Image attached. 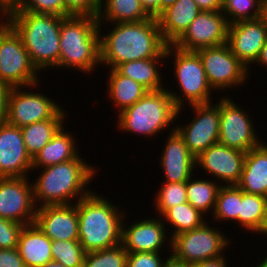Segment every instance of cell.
<instances>
[{
  "label": "cell",
  "instance_id": "8992f818",
  "mask_svg": "<svg viewBox=\"0 0 267 267\" xmlns=\"http://www.w3.org/2000/svg\"><path fill=\"white\" fill-rule=\"evenodd\" d=\"M184 107L178 108L167 87L157 91H147V93L134 105L122 110L117 115V128L120 131L136 133L144 137L158 136L171 126L175 130V120L179 119ZM180 113V114H179Z\"/></svg>",
  "mask_w": 267,
  "mask_h": 267
},
{
  "label": "cell",
  "instance_id": "9c48e42d",
  "mask_svg": "<svg viewBox=\"0 0 267 267\" xmlns=\"http://www.w3.org/2000/svg\"><path fill=\"white\" fill-rule=\"evenodd\" d=\"M38 72L20 35L11 26L0 39V81L11 88H25L39 82Z\"/></svg>",
  "mask_w": 267,
  "mask_h": 267
},
{
  "label": "cell",
  "instance_id": "f5cc1de1",
  "mask_svg": "<svg viewBox=\"0 0 267 267\" xmlns=\"http://www.w3.org/2000/svg\"><path fill=\"white\" fill-rule=\"evenodd\" d=\"M262 18L267 23V0H262Z\"/></svg>",
  "mask_w": 267,
  "mask_h": 267
},
{
  "label": "cell",
  "instance_id": "681fc988",
  "mask_svg": "<svg viewBox=\"0 0 267 267\" xmlns=\"http://www.w3.org/2000/svg\"><path fill=\"white\" fill-rule=\"evenodd\" d=\"M256 63L257 65H261L263 69L264 67L267 69V41L265 42L263 48L261 49V52L255 64Z\"/></svg>",
  "mask_w": 267,
  "mask_h": 267
},
{
  "label": "cell",
  "instance_id": "30bf717a",
  "mask_svg": "<svg viewBox=\"0 0 267 267\" xmlns=\"http://www.w3.org/2000/svg\"><path fill=\"white\" fill-rule=\"evenodd\" d=\"M211 88L220 92L241 87L249 78V69L231 52L228 44L196 50Z\"/></svg>",
  "mask_w": 267,
  "mask_h": 267
},
{
  "label": "cell",
  "instance_id": "7bdbcfd3",
  "mask_svg": "<svg viewBox=\"0 0 267 267\" xmlns=\"http://www.w3.org/2000/svg\"><path fill=\"white\" fill-rule=\"evenodd\" d=\"M10 90V86L0 81V125L5 123L7 119V105Z\"/></svg>",
  "mask_w": 267,
  "mask_h": 267
},
{
  "label": "cell",
  "instance_id": "b9f144b4",
  "mask_svg": "<svg viewBox=\"0 0 267 267\" xmlns=\"http://www.w3.org/2000/svg\"><path fill=\"white\" fill-rule=\"evenodd\" d=\"M0 267H26L17 248H0Z\"/></svg>",
  "mask_w": 267,
  "mask_h": 267
},
{
  "label": "cell",
  "instance_id": "f1b7e54d",
  "mask_svg": "<svg viewBox=\"0 0 267 267\" xmlns=\"http://www.w3.org/2000/svg\"><path fill=\"white\" fill-rule=\"evenodd\" d=\"M150 18L151 16L144 10L140 0H101L99 24L139 22Z\"/></svg>",
  "mask_w": 267,
  "mask_h": 267
},
{
  "label": "cell",
  "instance_id": "4316f807",
  "mask_svg": "<svg viewBox=\"0 0 267 267\" xmlns=\"http://www.w3.org/2000/svg\"><path fill=\"white\" fill-rule=\"evenodd\" d=\"M162 61L165 62V58L133 60L119 64L115 70L119 74L140 83L148 91H157L165 88L162 85L164 79H162L163 76H161V68L159 67L161 63L165 65Z\"/></svg>",
  "mask_w": 267,
  "mask_h": 267
},
{
  "label": "cell",
  "instance_id": "c3c4849f",
  "mask_svg": "<svg viewBox=\"0 0 267 267\" xmlns=\"http://www.w3.org/2000/svg\"><path fill=\"white\" fill-rule=\"evenodd\" d=\"M167 256L169 257H166V260L164 261L162 267H191L190 264L177 260L171 254Z\"/></svg>",
  "mask_w": 267,
  "mask_h": 267
},
{
  "label": "cell",
  "instance_id": "f35d334b",
  "mask_svg": "<svg viewBox=\"0 0 267 267\" xmlns=\"http://www.w3.org/2000/svg\"><path fill=\"white\" fill-rule=\"evenodd\" d=\"M21 223H16L0 217V248H17L19 235L23 229Z\"/></svg>",
  "mask_w": 267,
  "mask_h": 267
},
{
  "label": "cell",
  "instance_id": "44dd1931",
  "mask_svg": "<svg viewBox=\"0 0 267 267\" xmlns=\"http://www.w3.org/2000/svg\"><path fill=\"white\" fill-rule=\"evenodd\" d=\"M160 154L159 164L164 172L165 182L182 183L188 181L196 168L195 157L190 153L184 139L176 130L169 132ZM195 168V169H194Z\"/></svg>",
  "mask_w": 267,
  "mask_h": 267
},
{
  "label": "cell",
  "instance_id": "7a4b0ae2",
  "mask_svg": "<svg viewBox=\"0 0 267 267\" xmlns=\"http://www.w3.org/2000/svg\"><path fill=\"white\" fill-rule=\"evenodd\" d=\"M93 167L78 155L70 161L42 168L32 182L37 207L73 204L88 196L93 191L87 188L88 184L98 170Z\"/></svg>",
  "mask_w": 267,
  "mask_h": 267
},
{
  "label": "cell",
  "instance_id": "e0dca14e",
  "mask_svg": "<svg viewBox=\"0 0 267 267\" xmlns=\"http://www.w3.org/2000/svg\"><path fill=\"white\" fill-rule=\"evenodd\" d=\"M245 156V152L218 142L196 157L195 164L198 169L215 177V181L221 180V185H237L241 179Z\"/></svg>",
  "mask_w": 267,
  "mask_h": 267
},
{
  "label": "cell",
  "instance_id": "277c9868",
  "mask_svg": "<svg viewBox=\"0 0 267 267\" xmlns=\"http://www.w3.org/2000/svg\"><path fill=\"white\" fill-rule=\"evenodd\" d=\"M98 17L70 15L60 27V56L57 69H75L90 74L101 65Z\"/></svg>",
  "mask_w": 267,
  "mask_h": 267
},
{
  "label": "cell",
  "instance_id": "74e56055",
  "mask_svg": "<svg viewBox=\"0 0 267 267\" xmlns=\"http://www.w3.org/2000/svg\"><path fill=\"white\" fill-rule=\"evenodd\" d=\"M6 8L8 11H30L65 17L64 0H11Z\"/></svg>",
  "mask_w": 267,
  "mask_h": 267
},
{
  "label": "cell",
  "instance_id": "2e32d148",
  "mask_svg": "<svg viewBox=\"0 0 267 267\" xmlns=\"http://www.w3.org/2000/svg\"><path fill=\"white\" fill-rule=\"evenodd\" d=\"M267 41V23L261 17L232 23L228 27L227 44L231 52L250 70Z\"/></svg>",
  "mask_w": 267,
  "mask_h": 267
},
{
  "label": "cell",
  "instance_id": "db71d44e",
  "mask_svg": "<svg viewBox=\"0 0 267 267\" xmlns=\"http://www.w3.org/2000/svg\"><path fill=\"white\" fill-rule=\"evenodd\" d=\"M40 267H65L63 264L59 263V262H56V261H50L46 264H44L43 266H40Z\"/></svg>",
  "mask_w": 267,
  "mask_h": 267
},
{
  "label": "cell",
  "instance_id": "f546056e",
  "mask_svg": "<svg viewBox=\"0 0 267 267\" xmlns=\"http://www.w3.org/2000/svg\"><path fill=\"white\" fill-rule=\"evenodd\" d=\"M193 179V180H192ZM206 178L197 179L193 176L186 181L187 201L202 214L212 213L215 210L217 194L221 183Z\"/></svg>",
  "mask_w": 267,
  "mask_h": 267
},
{
  "label": "cell",
  "instance_id": "d590c367",
  "mask_svg": "<svg viewBox=\"0 0 267 267\" xmlns=\"http://www.w3.org/2000/svg\"><path fill=\"white\" fill-rule=\"evenodd\" d=\"M162 185L156 190L158 193L155 195L156 198L154 200L156 212L160 217L167 209L188 202L186 182H163Z\"/></svg>",
  "mask_w": 267,
  "mask_h": 267
},
{
  "label": "cell",
  "instance_id": "ffe728a7",
  "mask_svg": "<svg viewBox=\"0 0 267 267\" xmlns=\"http://www.w3.org/2000/svg\"><path fill=\"white\" fill-rule=\"evenodd\" d=\"M34 223L52 241L79 240L78 211L75 203L37 207Z\"/></svg>",
  "mask_w": 267,
  "mask_h": 267
},
{
  "label": "cell",
  "instance_id": "7402d4cb",
  "mask_svg": "<svg viewBox=\"0 0 267 267\" xmlns=\"http://www.w3.org/2000/svg\"><path fill=\"white\" fill-rule=\"evenodd\" d=\"M200 12L194 0H177L162 11L156 19L164 41L174 44Z\"/></svg>",
  "mask_w": 267,
  "mask_h": 267
},
{
  "label": "cell",
  "instance_id": "bcb514c9",
  "mask_svg": "<svg viewBox=\"0 0 267 267\" xmlns=\"http://www.w3.org/2000/svg\"><path fill=\"white\" fill-rule=\"evenodd\" d=\"M140 2L151 17L156 18L160 14V0H140Z\"/></svg>",
  "mask_w": 267,
  "mask_h": 267
},
{
  "label": "cell",
  "instance_id": "d6986e66",
  "mask_svg": "<svg viewBox=\"0 0 267 267\" xmlns=\"http://www.w3.org/2000/svg\"><path fill=\"white\" fill-rule=\"evenodd\" d=\"M31 170V171H30ZM32 172L21 128L5 122L0 125V177H26Z\"/></svg>",
  "mask_w": 267,
  "mask_h": 267
},
{
  "label": "cell",
  "instance_id": "816d5d0a",
  "mask_svg": "<svg viewBox=\"0 0 267 267\" xmlns=\"http://www.w3.org/2000/svg\"><path fill=\"white\" fill-rule=\"evenodd\" d=\"M259 235H263L264 237L265 236L267 237V205H266V212H265L264 223H263V226L261 228V231H260Z\"/></svg>",
  "mask_w": 267,
  "mask_h": 267
},
{
  "label": "cell",
  "instance_id": "4fadbf2b",
  "mask_svg": "<svg viewBox=\"0 0 267 267\" xmlns=\"http://www.w3.org/2000/svg\"><path fill=\"white\" fill-rule=\"evenodd\" d=\"M194 118L187 125L175 126L190 153L196 158L213 144L219 142V101L215 104L190 105Z\"/></svg>",
  "mask_w": 267,
  "mask_h": 267
},
{
  "label": "cell",
  "instance_id": "cb8c5ba5",
  "mask_svg": "<svg viewBox=\"0 0 267 267\" xmlns=\"http://www.w3.org/2000/svg\"><path fill=\"white\" fill-rule=\"evenodd\" d=\"M50 240L35 224L24 225L17 250L26 267H40L53 260Z\"/></svg>",
  "mask_w": 267,
  "mask_h": 267
},
{
  "label": "cell",
  "instance_id": "836d02e7",
  "mask_svg": "<svg viewBox=\"0 0 267 267\" xmlns=\"http://www.w3.org/2000/svg\"><path fill=\"white\" fill-rule=\"evenodd\" d=\"M221 11L229 25L259 19L262 17V0H226L222 3Z\"/></svg>",
  "mask_w": 267,
  "mask_h": 267
},
{
  "label": "cell",
  "instance_id": "603a6c76",
  "mask_svg": "<svg viewBox=\"0 0 267 267\" xmlns=\"http://www.w3.org/2000/svg\"><path fill=\"white\" fill-rule=\"evenodd\" d=\"M237 186L244 193L267 197V143L262 142L246 153Z\"/></svg>",
  "mask_w": 267,
  "mask_h": 267
},
{
  "label": "cell",
  "instance_id": "3957f363",
  "mask_svg": "<svg viewBox=\"0 0 267 267\" xmlns=\"http://www.w3.org/2000/svg\"><path fill=\"white\" fill-rule=\"evenodd\" d=\"M101 196L93 190L75 203L78 211L79 242L86 253L122 244V223L127 216L126 211H121L106 197Z\"/></svg>",
  "mask_w": 267,
  "mask_h": 267
},
{
  "label": "cell",
  "instance_id": "7c38bea8",
  "mask_svg": "<svg viewBox=\"0 0 267 267\" xmlns=\"http://www.w3.org/2000/svg\"><path fill=\"white\" fill-rule=\"evenodd\" d=\"M38 85L40 82L26 86L24 90V87L11 88L8 96L7 123L21 128L38 121L53 119L63 110L53 98L41 92L27 91V88L35 89Z\"/></svg>",
  "mask_w": 267,
  "mask_h": 267
},
{
  "label": "cell",
  "instance_id": "d6a6232c",
  "mask_svg": "<svg viewBox=\"0 0 267 267\" xmlns=\"http://www.w3.org/2000/svg\"><path fill=\"white\" fill-rule=\"evenodd\" d=\"M241 201L242 190L237 185H221L212 219L216 222L234 220L238 225Z\"/></svg>",
  "mask_w": 267,
  "mask_h": 267
},
{
  "label": "cell",
  "instance_id": "11a10c76",
  "mask_svg": "<svg viewBox=\"0 0 267 267\" xmlns=\"http://www.w3.org/2000/svg\"><path fill=\"white\" fill-rule=\"evenodd\" d=\"M257 267H267V256H265V258L263 257L262 262L260 261V263L257 264Z\"/></svg>",
  "mask_w": 267,
  "mask_h": 267
},
{
  "label": "cell",
  "instance_id": "ac0fdd59",
  "mask_svg": "<svg viewBox=\"0 0 267 267\" xmlns=\"http://www.w3.org/2000/svg\"><path fill=\"white\" fill-rule=\"evenodd\" d=\"M125 219L126 217L122 223V245L127 252H160L163 251L167 240L171 246L169 232L160 216L147 219L145 217L128 226L127 222H124Z\"/></svg>",
  "mask_w": 267,
  "mask_h": 267
},
{
  "label": "cell",
  "instance_id": "8d00e7d4",
  "mask_svg": "<svg viewBox=\"0 0 267 267\" xmlns=\"http://www.w3.org/2000/svg\"><path fill=\"white\" fill-rule=\"evenodd\" d=\"M127 251L123 245L85 253L83 267H126Z\"/></svg>",
  "mask_w": 267,
  "mask_h": 267
},
{
  "label": "cell",
  "instance_id": "60d3db41",
  "mask_svg": "<svg viewBox=\"0 0 267 267\" xmlns=\"http://www.w3.org/2000/svg\"><path fill=\"white\" fill-rule=\"evenodd\" d=\"M161 252H127L126 267H162Z\"/></svg>",
  "mask_w": 267,
  "mask_h": 267
},
{
  "label": "cell",
  "instance_id": "e575fe53",
  "mask_svg": "<svg viewBox=\"0 0 267 267\" xmlns=\"http://www.w3.org/2000/svg\"><path fill=\"white\" fill-rule=\"evenodd\" d=\"M51 253L53 261L65 267H83L85 251L79 240L52 241Z\"/></svg>",
  "mask_w": 267,
  "mask_h": 267
},
{
  "label": "cell",
  "instance_id": "484cf974",
  "mask_svg": "<svg viewBox=\"0 0 267 267\" xmlns=\"http://www.w3.org/2000/svg\"><path fill=\"white\" fill-rule=\"evenodd\" d=\"M108 71L106 92L117 112L134 105L147 93L148 90L133 79L119 74L115 69Z\"/></svg>",
  "mask_w": 267,
  "mask_h": 267
},
{
  "label": "cell",
  "instance_id": "f6af8a7d",
  "mask_svg": "<svg viewBox=\"0 0 267 267\" xmlns=\"http://www.w3.org/2000/svg\"><path fill=\"white\" fill-rule=\"evenodd\" d=\"M226 256L222 255L217 258L207 259L201 262L192 264L191 267H227Z\"/></svg>",
  "mask_w": 267,
  "mask_h": 267
},
{
  "label": "cell",
  "instance_id": "8fae6325",
  "mask_svg": "<svg viewBox=\"0 0 267 267\" xmlns=\"http://www.w3.org/2000/svg\"><path fill=\"white\" fill-rule=\"evenodd\" d=\"M246 109L237 105L229 96L219 101V143L247 153L259 146L261 140L254 128V121ZM255 130V131H254ZM260 139V140H259Z\"/></svg>",
  "mask_w": 267,
  "mask_h": 267
},
{
  "label": "cell",
  "instance_id": "5b68a950",
  "mask_svg": "<svg viewBox=\"0 0 267 267\" xmlns=\"http://www.w3.org/2000/svg\"><path fill=\"white\" fill-rule=\"evenodd\" d=\"M11 26L20 35L39 73L56 68L60 56V27L63 17L30 11H8ZM41 70V71H40Z\"/></svg>",
  "mask_w": 267,
  "mask_h": 267
},
{
  "label": "cell",
  "instance_id": "ee69618b",
  "mask_svg": "<svg viewBox=\"0 0 267 267\" xmlns=\"http://www.w3.org/2000/svg\"><path fill=\"white\" fill-rule=\"evenodd\" d=\"M200 11H219L222 10L220 0H194Z\"/></svg>",
  "mask_w": 267,
  "mask_h": 267
},
{
  "label": "cell",
  "instance_id": "52a82bcc",
  "mask_svg": "<svg viewBox=\"0 0 267 267\" xmlns=\"http://www.w3.org/2000/svg\"><path fill=\"white\" fill-rule=\"evenodd\" d=\"M166 58H174V77L180 88V94L168 90L171 98L178 108L185 104H208L212 103L213 89L211 88L206 72L203 68L201 58L196 51L182 50L173 44L167 45L165 50ZM172 55L174 57H172ZM185 98V99H183Z\"/></svg>",
  "mask_w": 267,
  "mask_h": 267
},
{
  "label": "cell",
  "instance_id": "5bb4252c",
  "mask_svg": "<svg viewBox=\"0 0 267 267\" xmlns=\"http://www.w3.org/2000/svg\"><path fill=\"white\" fill-rule=\"evenodd\" d=\"M30 176L0 177V217L22 225L34 223L37 206ZM31 183V184H30Z\"/></svg>",
  "mask_w": 267,
  "mask_h": 267
},
{
  "label": "cell",
  "instance_id": "6da1fadb",
  "mask_svg": "<svg viewBox=\"0 0 267 267\" xmlns=\"http://www.w3.org/2000/svg\"><path fill=\"white\" fill-rule=\"evenodd\" d=\"M114 27L102 35L100 29L101 66L115 69L119 64L148 58H166L164 41L155 17L139 22L108 23ZM102 26V27H101Z\"/></svg>",
  "mask_w": 267,
  "mask_h": 267
},
{
  "label": "cell",
  "instance_id": "ba28073f",
  "mask_svg": "<svg viewBox=\"0 0 267 267\" xmlns=\"http://www.w3.org/2000/svg\"><path fill=\"white\" fill-rule=\"evenodd\" d=\"M209 222L173 236L170 254L190 265L222 256L225 250H228L230 239L218 228L210 227Z\"/></svg>",
  "mask_w": 267,
  "mask_h": 267
},
{
  "label": "cell",
  "instance_id": "9f6ffc18",
  "mask_svg": "<svg viewBox=\"0 0 267 267\" xmlns=\"http://www.w3.org/2000/svg\"><path fill=\"white\" fill-rule=\"evenodd\" d=\"M11 0H0V5L6 6Z\"/></svg>",
  "mask_w": 267,
  "mask_h": 267
},
{
  "label": "cell",
  "instance_id": "9a60e30c",
  "mask_svg": "<svg viewBox=\"0 0 267 267\" xmlns=\"http://www.w3.org/2000/svg\"><path fill=\"white\" fill-rule=\"evenodd\" d=\"M228 27L221 10L201 11L173 45L186 51L223 45L227 43Z\"/></svg>",
  "mask_w": 267,
  "mask_h": 267
},
{
  "label": "cell",
  "instance_id": "83f0119b",
  "mask_svg": "<svg viewBox=\"0 0 267 267\" xmlns=\"http://www.w3.org/2000/svg\"><path fill=\"white\" fill-rule=\"evenodd\" d=\"M66 114L68 113L63 108L53 119L42 120L21 127L26 150L32 159L64 126V120L67 118Z\"/></svg>",
  "mask_w": 267,
  "mask_h": 267
},
{
  "label": "cell",
  "instance_id": "7dc6e473",
  "mask_svg": "<svg viewBox=\"0 0 267 267\" xmlns=\"http://www.w3.org/2000/svg\"><path fill=\"white\" fill-rule=\"evenodd\" d=\"M0 39L2 35L11 27L10 18L6 6L0 5ZM5 20V21H3Z\"/></svg>",
  "mask_w": 267,
  "mask_h": 267
},
{
  "label": "cell",
  "instance_id": "d4e9b609",
  "mask_svg": "<svg viewBox=\"0 0 267 267\" xmlns=\"http://www.w3.org/2000/svg\"><path fill=\"white\" fill-rule=\"evenodd\" d=\"M64 128L65 125L32 159V171L70 161L79 155L75 138Z\"/></svg>",
  "mask_w": 267,
  "mask_h": 267
},
{
  "label": "cell",
  "instance_id": "1f68e13d",
  "mask_svg": "<svg viewBox=\"0 0 267 267\" xmlns=\"http://www.w3.org/2000/svg\"><path fill=\"white\" fill-rule=\"evenodd\" d=\"M267 197L248 194L242 191L239 226L250 232L260 233L265 219Z\"/></svg>",
  "mask_w": 267,
  "mask_h": 267
},
{
  "label": "cell",
  "instance_id": "f907efd6",
  "mask_svg": "<svg viewBox=\"0 0 267 267\" xmlns=\"http://www.w3.org/2000/svg\"><path fill=\"white\" fill-rule=\"evenodd\" d=\"M177 0H160V13L173 5Z\"/></svg>",
  "mask_w": 267,
  "mask_h": 267
},
{
  "label": "cell",
  "instance_id": "4dcf8cb0",
  "mask_svg": "<svg viewBox=\"0 0 267 267\" xmlns=\"http://www.w3.org/2000/svg\"><path fill=\"white\" fill-rule=\"evenodd\" d=\"M160 218L164 223H167L165 224L166 226L169 224L173 228L170 238L182 232L198 228L207 221V219L204 220V214L195 209L189 202L167 209Z\"/></svg>",
  "mask_w": 267,
  "mask_h": 267
},
{
  "label": "cell",
  "instance_id": "ab89813d",
  "mask_svg": "<svg viewBox=\"0 0 267 267\" xmlns=\"http://www.w3.org/2000/svg\"><path fill=\"white\" fill-rule=\"evenodd\" d=\"M65 17L70 15H88L98 17L101 0H64Z\"/></svg>",
  "mask_w": 267,
  "mask_h": 267
}]
</instances>
